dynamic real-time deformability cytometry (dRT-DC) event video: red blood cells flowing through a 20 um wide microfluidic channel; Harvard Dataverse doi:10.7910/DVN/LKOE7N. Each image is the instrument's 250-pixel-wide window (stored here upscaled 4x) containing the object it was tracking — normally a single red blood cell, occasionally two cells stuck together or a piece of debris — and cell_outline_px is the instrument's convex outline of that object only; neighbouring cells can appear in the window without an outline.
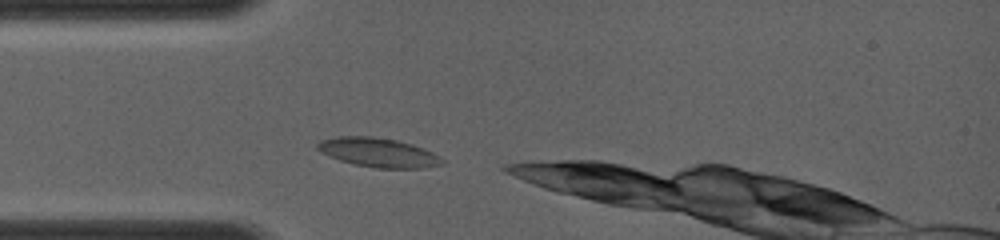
{"species": "common noctule bat (a hibernating species)", "species_latin": "Nyctalus noctula", "temperature_condition": "room temperature", "stored_images_in_passage": 1, "camera_frame_rate_fps": 4000, "um_per_image_px": 0.085, "animal": {"sex": "female", "body_mass_g": 19.0, "forearm_length_mm": 56.7}, "frame": {"image": 1, "passage_image": 1, "time_ms": 0.0, "image_size_px": [1000, 240], "cell_outline_px": [[444, 164], [424, 168], [376, 168], [352, 164], [328, 156], [320, 152], [316, 148], [316, 144], [320, 140], [336, 136], [372, 136], [396, 140], [412, 144], [432, 152], [440, 156], [444, 160]], "centroid_in_image_um": [32.13, 12.96], "position_along_channel_um": 52.9, "area_um2": 21.39}}